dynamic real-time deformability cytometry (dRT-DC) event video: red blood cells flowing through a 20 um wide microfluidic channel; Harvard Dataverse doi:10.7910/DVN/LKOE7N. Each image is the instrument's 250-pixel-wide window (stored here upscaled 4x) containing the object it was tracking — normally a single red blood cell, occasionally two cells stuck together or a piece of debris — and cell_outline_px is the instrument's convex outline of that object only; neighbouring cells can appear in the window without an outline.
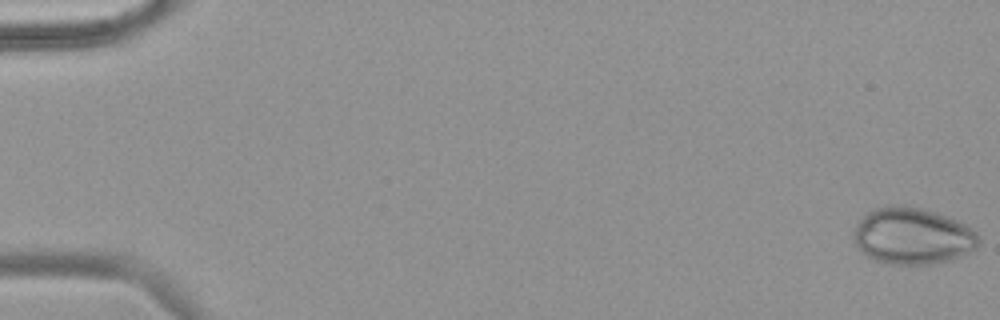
{"species": "common noctule bat (a hibernating species)", "species_latin": "Nyctalus noctula", "temperature_condition": "warm", "stored_images_in_passage": 54, "camera_frame_rate_fps": 3000, "um_per_image_px": 0.085, "animal": {"sex": "female", "body_mass_g": 18.4}, "frame": {"image": 1, "passage_image": 1, "time_ms": 0.0, "image_size_px": [1000, 320], "cell_outline_px": [[980, 244], [972, 252], [952, 260], [928, 264], [888, 264], [876, 260], [868, 256], [856, 244], [852, 236], [860, 220], [868, 212], [876, 208], [888, 204], [904, 204], [936, 212], [948, 216], [968, 224], [980, 236]], "centroid_in_image_um": [77.64, 20.05], "position_along_channel_um": 7.4, "area_um2": 41.67}}
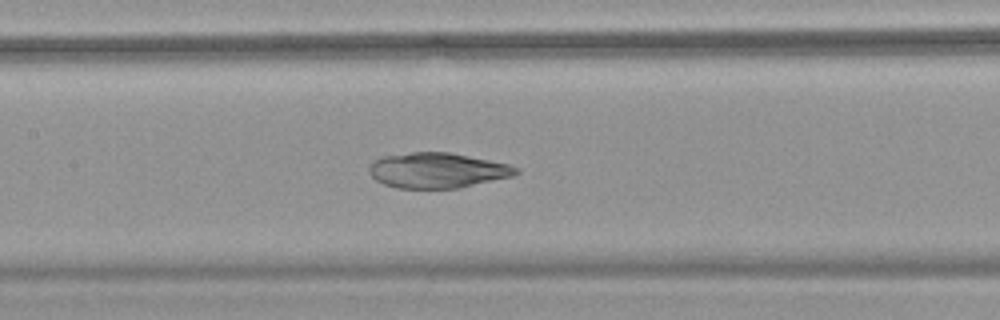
{"frame": {"image": 2, "passage_image": 27, "time_ms": 8.667, "image_size_px": [1000, 320], "cell_outline_px": [[520, 172], [512, 176], [460, 188], [396, 188], [384, 184], [376, 180], [368, 172], [368, 168], [372, 160], [380, 156], [412, 152], [448, 152], [508, 164], [520, 168]], "centroid_in_image_um": [37.13, 14.48], "position_along_channel_um": 170.3, "area_um2": 30.29}}
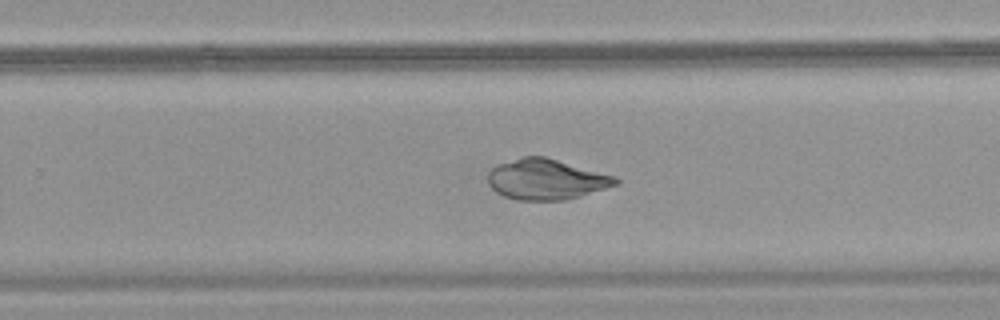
{"frame": {"image": 3, "passage_image": 36, "time_ms": 11.667, "image_size_px": [1000, 320], "cell_outline_px": [[620, 184], [580, 196], [564, 200], [516, 200], [504, 196], [496, 192], [488, 184], [488, 172], [496, 164], [520, 156], [544, 156], [616, 176], [620, 180]], "centroid_in_image_um": [46.42, 15.24], "position_along_channel_um": 283.4, "area_um2": 30.4}}